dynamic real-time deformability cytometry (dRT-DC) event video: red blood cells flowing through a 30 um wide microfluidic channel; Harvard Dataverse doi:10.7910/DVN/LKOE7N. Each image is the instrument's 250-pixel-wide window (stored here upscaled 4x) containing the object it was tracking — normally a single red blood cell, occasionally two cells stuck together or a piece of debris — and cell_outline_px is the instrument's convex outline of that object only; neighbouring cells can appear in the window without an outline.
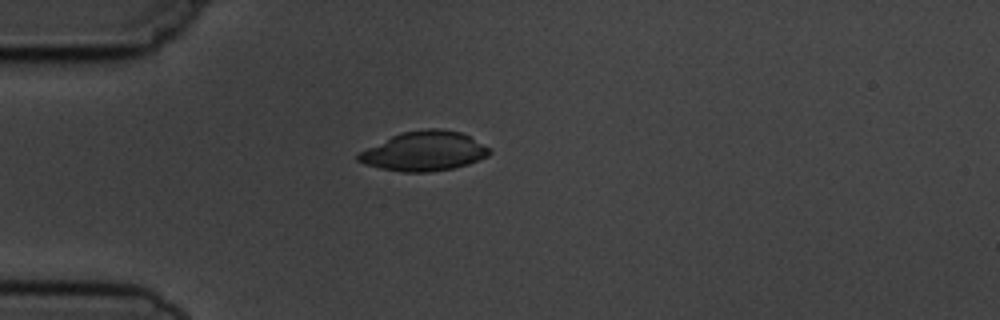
{"species": "common noctule bat (a hibernating species)", "species_latin": "Nyctalus noctula", "temperature_condition": "cold", "stored_images_in_passage": 1, "camera_frame_rate_fps": 3000, "um_per_image_px": 0.085, "animal": {"sex": "male", "body_mass_g": 19.5, "forearm_length_mm": 54.6}, "frame": {"image": 1, "passage_image": 1, "time_ms": 0.0, "image_size_px": [1000, 320], "cell_outline_px": [[492, 152], [488, 156], [468, 164], [452, 168], [428, 172], [404, 172], [380, 168], [364, 164], [356, 160], [356, 156], [360, 152], [400, 132], [428, 128], [440, 128], [460, 132], [492, 148]], "centroid_in_image_um": [36.08, 12.85], "position_along_channel_um": 48.9, "area_um2": 30.06}}